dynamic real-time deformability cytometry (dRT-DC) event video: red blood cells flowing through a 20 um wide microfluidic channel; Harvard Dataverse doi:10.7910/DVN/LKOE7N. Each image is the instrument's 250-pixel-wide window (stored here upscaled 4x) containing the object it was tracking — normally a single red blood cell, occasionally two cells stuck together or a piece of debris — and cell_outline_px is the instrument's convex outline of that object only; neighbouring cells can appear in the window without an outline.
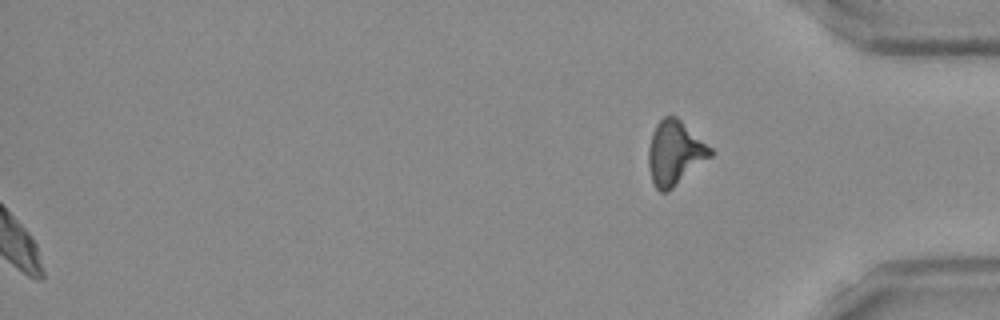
{"species": "Egyptian fruit bat (a non-hibernating species)", "species_latin": "Rousettus aegyptiacus", "temperature_condition": "room temperature", "stored_images_in_passage": 49, "segment_of_instrument_passage": [2, 2], "camera_frame_rate_fps": 3000, "um_per_image_px": 0.085, "frame": {"image": 1, "passage_image": 49, "time_ms": 16.0, "image_size_px": [1000, 320], "cell_outline_px": [[716, 152], [712, 156], [672, 188], [664, 192], [660, 192], [656, 188], [652, 180], [648, 164], [648, 148], [652, 132], [656, 124], [664, 116], [676, 116], [712, 148]], "centroid_in_image_um": [57.36, 12.98], "position_along_channel_um": 377.8, "area_um2": 23.06}}